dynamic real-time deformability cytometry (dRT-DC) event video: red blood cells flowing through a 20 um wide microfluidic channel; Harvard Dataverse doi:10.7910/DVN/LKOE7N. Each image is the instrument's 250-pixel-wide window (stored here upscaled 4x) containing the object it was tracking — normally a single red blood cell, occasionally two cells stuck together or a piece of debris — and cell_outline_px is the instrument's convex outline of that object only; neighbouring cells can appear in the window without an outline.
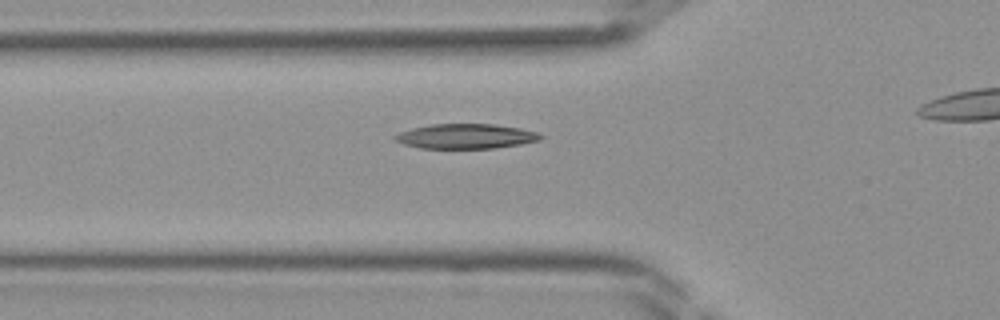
{"species": "Egyptian fruit bat (a non-hibernating species)", "species_latin": "Rousettus aegyptiacus", "temperature_condition": "room temperature", "stored_images_in_passage": 25, "camera_frame_rate_fps": 3000, "um_per_image_px": 0.085, "frame": {"image": 1, "passage_image": 5, "time_ms": 1.333, "image_size_px": [1000, 320], "cell_outline_px": [[544, 136], [540, 140], [520, 144], [496, 148], [420, 148], [404, 144], [396, 140], [392, 136], [400, 132], [412, 128], [432, 124], [492, 124], [520, 128], [536, 132]], "centroid_in_image_um": [39.6, 11.58], "position_along_channel_um": 86.2, "area_um2": 20.92}}
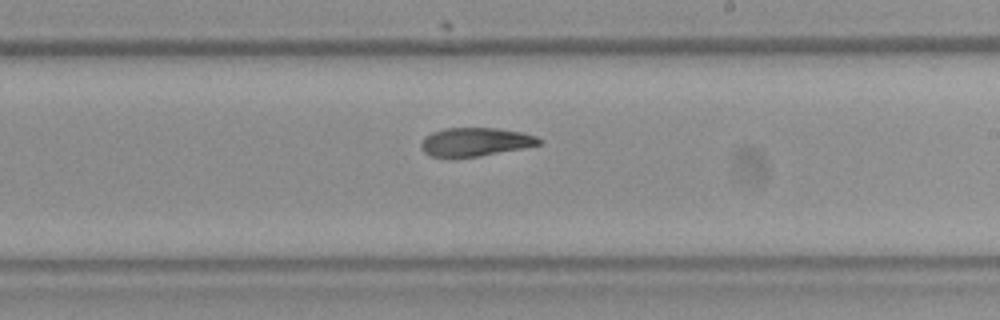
{"frame": {"image": 2, "passage_image": 15, "time_ms": 4.667, "image_size_px": [1000, 320], "cell_outline_px": [[544, 140], [540, 144], [524, 148], [480, 156], [432, 156], [424, 152], [420, 144], [424, 136], [432, 132], [444, 128], [496, 128], [520, 132], [536, 136]], "centroid_in_image_um": [40.42, 12.05], "position_along_channel_um": 248.6, "area_um2": 19.42}}
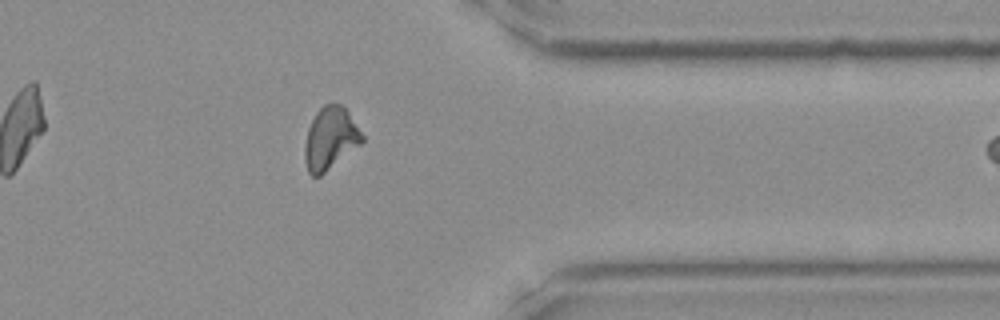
{"frame": {"image": 3, "passage_image": 24, "time_ms": 7.667, "image_size_px": [1000, 320], "cell_outline_px": [[364, 140], [360, 144], [320, 176], [312, 176], [308, 172], [304, 160], [304, 144], [308, 128], [316, 112], [324, 104], [332, 100], [344, 104], [364, 136]], "centroid_in_image_um": [28.07, 11.71], "position_along_channel_um": 383.3, "area_um2": 21.15}}